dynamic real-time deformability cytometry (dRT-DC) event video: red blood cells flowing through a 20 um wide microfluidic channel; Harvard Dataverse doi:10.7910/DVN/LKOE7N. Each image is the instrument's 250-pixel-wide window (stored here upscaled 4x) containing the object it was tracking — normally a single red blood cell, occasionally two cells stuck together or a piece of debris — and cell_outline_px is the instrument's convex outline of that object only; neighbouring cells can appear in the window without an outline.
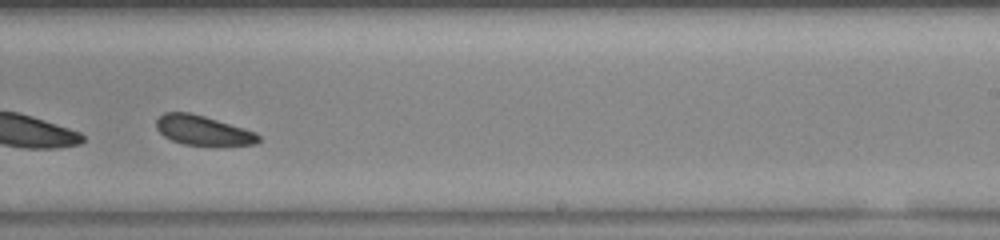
{"species": "common noctule bat (a hibernating species)", "species_latin": "Nyctalus noctula", "temperature_condition": "warm", "stored_images_in_passage": 34, "camera_frame_rate_fps": 3000, "um_per_image_px": 0.085, "animal": {"sex": "female", "body_mass_g": 23.0, "forearm_length_mm": 53.4}, "frame": {"image": 1, "passage_image": 25, "time_ms": 8.0, "image_size_px": [1000, 240], "cell_outline_px": [[260, 140], [256, 144], [212, 148], [184, 144], [172, 140], [164, 136], [156, 128], [156, 120], [164, 112], [188, 112], [204, 116], [256, 132], [260, 136]], "centroid_in_image_um": [17.29, 11.13], "position_along_channel_um": 271.7, "area_um2": 18.21}, "authors_computed_cell_mechanics": {"area_um2": 18.5827, "velocity_mm_per_s": 3.8062, "shape_relaxation_time_tau1_ms": 2.1495, "shape_relaxation_time_tau2_ms": 9.0353, "deformation_change_tau1": 0.0592, "deformation_change_tau2": 0.1587}}